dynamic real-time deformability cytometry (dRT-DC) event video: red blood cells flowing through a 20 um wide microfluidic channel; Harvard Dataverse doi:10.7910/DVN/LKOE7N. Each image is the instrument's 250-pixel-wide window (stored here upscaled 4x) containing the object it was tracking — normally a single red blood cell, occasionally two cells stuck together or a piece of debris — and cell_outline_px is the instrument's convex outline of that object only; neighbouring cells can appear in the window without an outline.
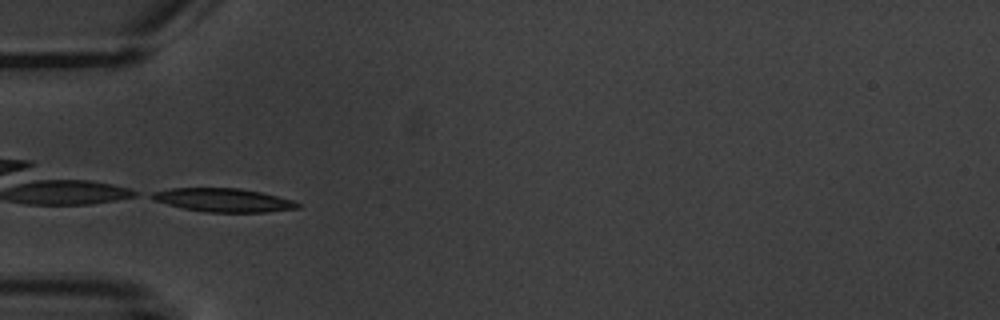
{"species": "common noctule bat (a hibernating species)", "species_latin": "Nyctalus noctula", "temperature_condition": "warm", "stored_images_in_passage": 11, "camera_frame_rate_fps": 3000, "um_per_image_px": 0.085, "animal": {"sex": "male", "body_mass_g": 20.1, "forearm_length_mm": 53.5}, "frame": {"image": 1, "passage_image": 2, "time_ms": 2.0, "image_size_px": [1000, 320], "cell_outline_px": [[300, 208], [268, 212], [204, 212], [184, 208], [168, 204], [156, 200], [148, 196], [152, 192], [172, 188], [240, 188], [260, 192], [292, 200], [300, 204]], "centroid_in_image_um": [19.0, 17.01], "position_along_channel_um": 66.0, "area_um2": 19.83}}
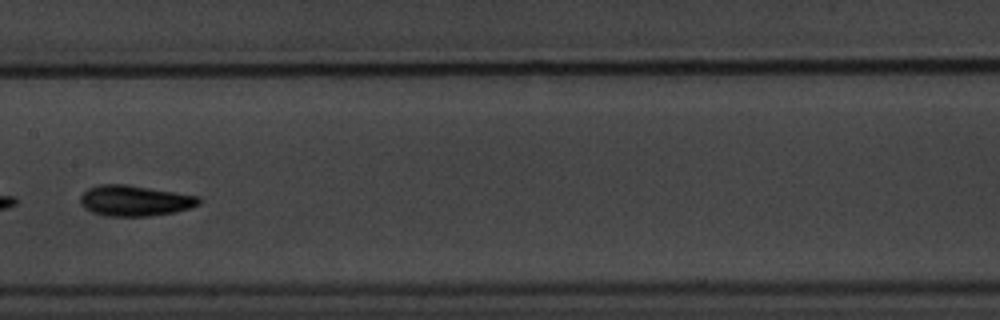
{"frame": {"image": 2, "passage_image": 5, "time_ms": 5.667, "image_size_px": [1000, 320], "cell_outline_px": [[200, 204], [192, 208], [176, 212], [148, 216], [104, 216], [92, 212], [84, 208], [80, 204], [80, 196], [88, 188], [100, 184], [128, 184], [200, 196]], "centroid_in_image_um": [11.47, 17.06], "position_along_channel_um": 195.9, "area_um2": 21.5}}
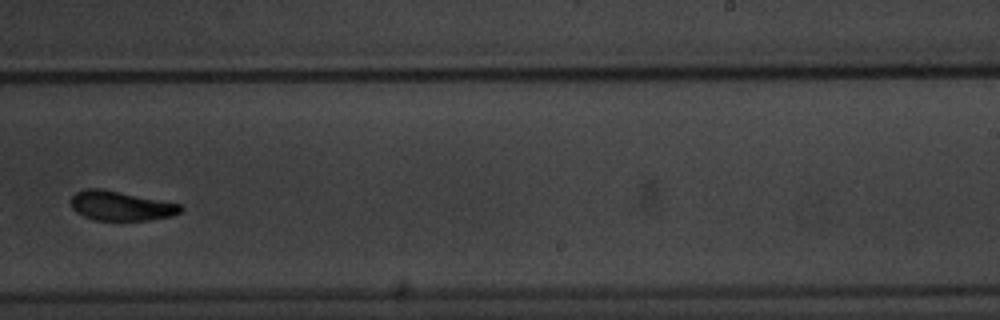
{"frame": {"image": 3, "passage_image": 7, "time_ms": 8.0, "image_size_px": [1000, 320], "cell_outline_px": [[184, 208], [180, 212], [168, 216], [148, 220], [96, 220], [84, 216], [76, 212], [72, 208], [68, 200], [76, 192], [84, 188], [100, 188], [184, 204]], "centroid_in_image_um": [10.25, 17.48], "position_along_channel_um": 278.8, "area_um2": 19.02}, "authors_computed_cell_mechanics": {"area_um2": 19.4208, "velocity_mm_per_s": 3.5642, "shape_relaxation_time_tau1_ms": 1.3859, "shape_relaxation_time_tau2_ms": 1.2864, "deformation_change_tau1": 0.0994, "deformation_change_tau2": 0.0559}}